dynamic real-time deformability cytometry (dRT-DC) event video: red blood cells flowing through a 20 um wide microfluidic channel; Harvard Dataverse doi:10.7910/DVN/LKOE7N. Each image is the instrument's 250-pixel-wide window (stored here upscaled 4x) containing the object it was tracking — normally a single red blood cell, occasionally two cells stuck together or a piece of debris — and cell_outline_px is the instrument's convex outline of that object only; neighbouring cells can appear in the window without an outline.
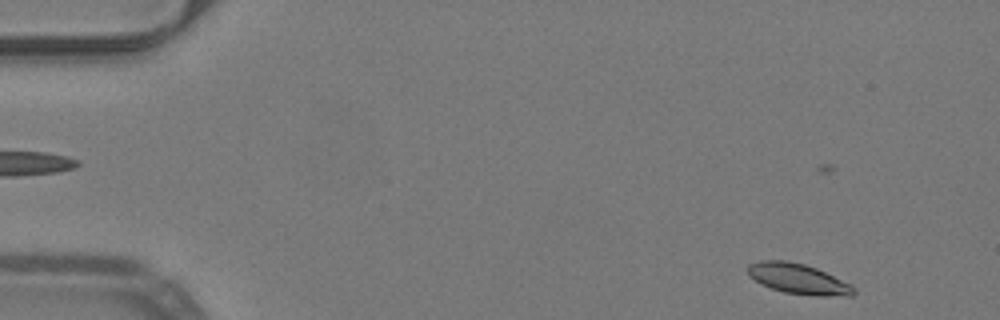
{"species": "common noctule bat (a hibernating species)", "species_latin": "Nyctalus noctula", "temperature_condition": "warm", "stored_images_in_passage": 40, "camera_frame_rate_fps": 3000, "um_per_image_px": 0.085, "animal": {"sex": "male", "body_mass_g": 19.2, "forearm_length_mm": 51.8}, "frame": {"image": 1, "passage_image": 3, "time_ms": 0.667, "image_size_px": [1000, 320], "cell_outline_px": [[856, 292], [852, 296], [816, 296], [784, 292], [760, 284], [748, 276], [748, 264], [760, 260], [788, 260], [804, 264], [816, 268], [852, 284], [856, 288]], "centroid_in_image_um": [67.87, 23.7], "position_along_channel_um": 17.1, "area_um2": 18.96}}
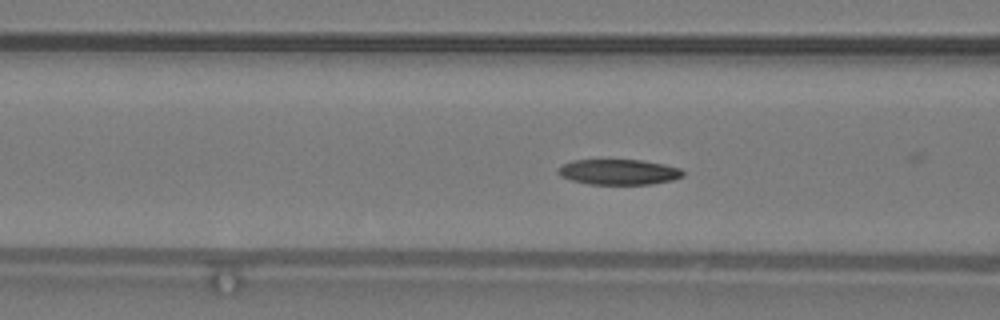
{"frame": {"image": 2, "passage_image": 19, "time_ms": 6.0, "image_size_px": [1000, 320], "cell_outline_px": [[684, 176], [672, 180], [652, 184], [588, 184], [572, 180], [560, 176], [556, 172], [556, 168], [572, 160], [640, 160], [664, 164], [680, 168], [684, 172]], "centroid_in_image_um": [52.57, 14.62], "position_along_channel_um": 114.0, "area_um2": 18.55}}
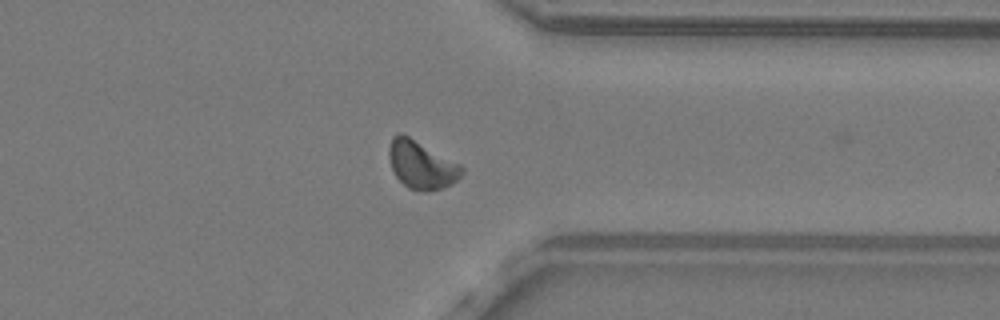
{"frame": {"image": 3, "passage_image": 39, "time_ms": 12.667, "image_size_px": [1000, 320], "cell_outline_px": [[464, 172], [456, 180], [444, 188], [428, 192], [424, 192], [408, 188], [396, 176], [392, 168], [388, 156], [388, 148], [392, 136], [400, 132], [408, 136], [460, 164], [464, 168]], "centroid_in_image_um": [35.81, 14.02], "position_along_channel_um": 375.6, "area_um2": 20.29}}